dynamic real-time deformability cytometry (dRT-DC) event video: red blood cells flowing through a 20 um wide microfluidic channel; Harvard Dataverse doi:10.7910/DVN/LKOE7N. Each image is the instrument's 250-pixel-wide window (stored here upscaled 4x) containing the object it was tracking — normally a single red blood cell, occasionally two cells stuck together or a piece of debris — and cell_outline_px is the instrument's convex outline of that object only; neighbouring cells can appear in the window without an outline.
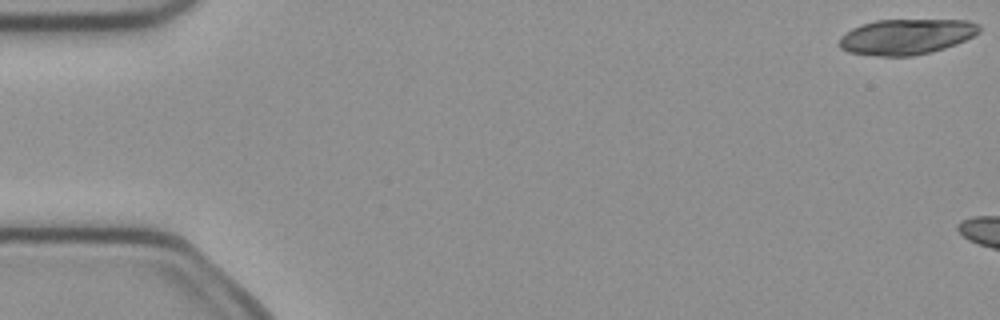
{"species": "common noctule bat (a hibernating species)", "species_latin": "Nyctalus noctula", "temperature_condition": "cold", "stored_images_in_passage": 6, "camera_frame_rate_fps": 3000, "um_per_image_px": 0.085, "animal": {"sex": "female", "body_mass_g": 21.9}, "frame": {"image": 1, "passage_image": 1, "time_ms": 0.0, "image_size_px": [1000, 320], "cell_outline_px": [[980, 32], [956, 44], [944, 48], [912, 56], [880, 56], [848, 52], [840, 48], [840, 36], [844, 32], [860, 24], [876, 20], [968, 20], [980, 24]], "centroid_in_image_um": [77.02, 3.11], "position_along_channel_um": 8.0, "area_um2": 28.96}}